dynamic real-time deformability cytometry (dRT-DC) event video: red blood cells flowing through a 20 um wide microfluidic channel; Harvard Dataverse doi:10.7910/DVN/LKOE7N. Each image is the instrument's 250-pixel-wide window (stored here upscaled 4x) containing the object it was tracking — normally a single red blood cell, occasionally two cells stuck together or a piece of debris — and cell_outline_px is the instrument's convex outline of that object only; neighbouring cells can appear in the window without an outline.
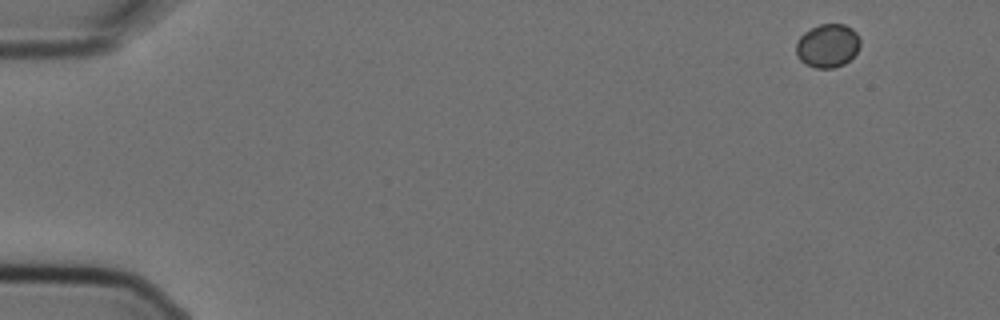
{"species": "Egyptian fruit bat (a non-hibernating species)", "species_latin": "Rousettus aegyptiacus", "temperature_condition": "cold", "stored_images_in_passage": 10, "camera_frame_rate_fps": 3000, "um_per_image_px": 0.085, "animal": {"sex": "female"}, "frame": {"image": 1, "passage_image": 1, "time_ms": 0.0, "image_size_px": [1000, 320], "cell_outline_px": [[860, 44], [856, 52], [844, 64], [832, 68], [816, 68], [804, 64], [796, 56], [796, 44], [800, 36], [804, 32], [820, 24], [844, 24], [852, 28], [856, 32], [860, 40]], "centroid_in_image_um": [70.33, 3.88], "position_along_channel_um": 14.7, "area_um2": 16.24}}
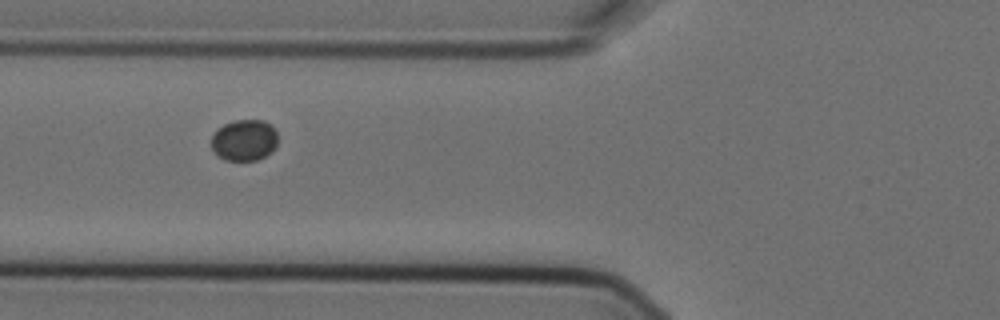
{"frame": {"image": 2, "passage_image": 6, "time_ms": 1.667, "image_size_px": [1000, 320], "cell_outline_px": [[276, 144], [272, 152], [256, 160], [224, 160], [212, 148], [212, 136], [216, 128], [224, 124], [236, 120], [264, 120], [276, 128]], "centroid_in_image_um": [20.77, 11.89], "position_along_channel_um": 105.0, "area_um2": 15.95}}
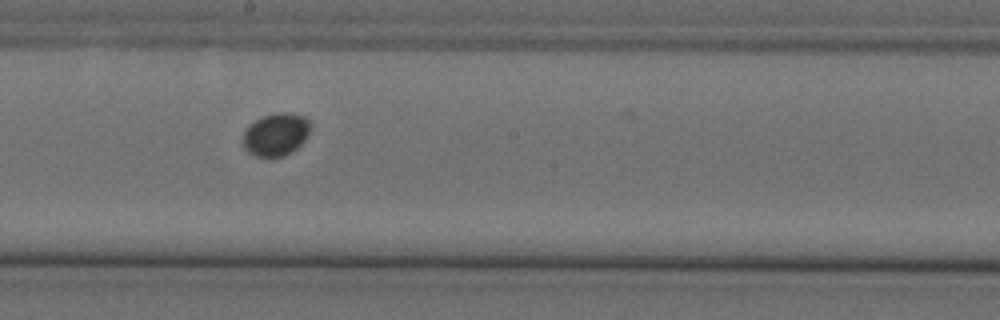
{"frame": {"image": 3, "passage_image": 9, "time_ms": 2.667, "image_size_px": [1000, 320], "cell_outline_px": [[308, 136], [292, 152], [284, 156], [256, 156], [248, 152], [244, 148], [240, 140], [244, 128], [256, 120], [272, 112], [288, 112], [304, 116], [308, 120]], "centroid_in_image_um": [23.39, 11.42], "position_along_channel_um": 224.8, "area_um2": 16.94}}